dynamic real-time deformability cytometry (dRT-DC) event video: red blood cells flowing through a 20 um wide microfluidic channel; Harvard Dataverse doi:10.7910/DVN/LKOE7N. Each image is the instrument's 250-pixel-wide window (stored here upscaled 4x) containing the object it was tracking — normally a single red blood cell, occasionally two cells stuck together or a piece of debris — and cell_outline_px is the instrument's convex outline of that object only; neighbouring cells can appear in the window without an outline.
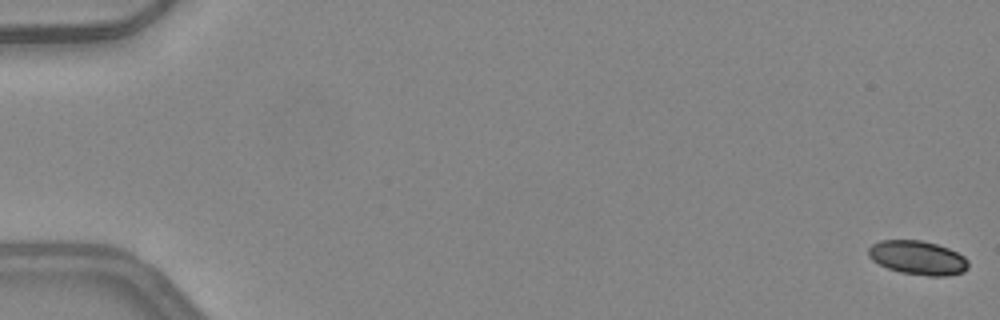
{"species": "common noctule bat (a hibernating species)", "species_latin": "Nyctalus noctula", "temperature_condition": "warm", "stored_images_in_passage": 51, "camera_frame_rate_fps": 3000, "um_per_image_px": 0.085, "animal": {"sex": "female", "body_mass_g": 24.6, "forearm_length_mm": 56.2}, "frame": {"image": 1, "passage_image": 1, "time_ms": 0.0, "image_size_px": [1000, 320], "cell_outline_px": [[968, 268], [964, 272], [948, 276], [928, 276], [900, 272], [888, 268], [872, 260], [868, 256], [868, 248], [872, 244], [880, 240], [920, 240], [936, 244], [948, 248], [964, 256], [968, 260]], "centroid_in_image_um": [78.01, 21.91], "position_along_channel_um": 7.0, "area_um2": 19.83}}
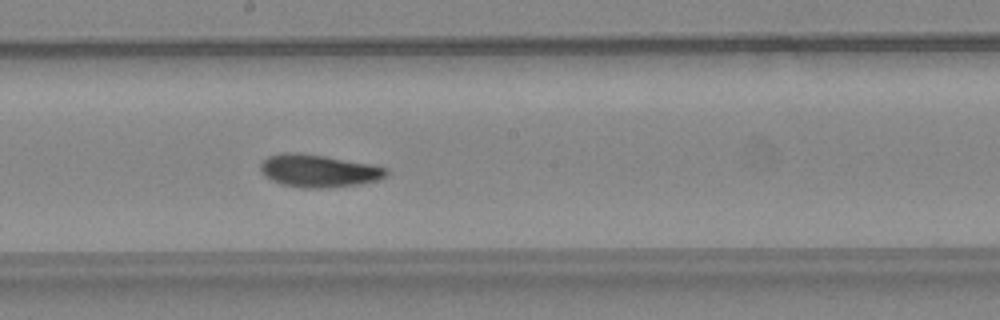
{"frame": {"image": 2, "passage_image": 29, "time_ms": 9.333, "image_size_px": [1000, 320], "cell_outline_px": [[388, 176], [380, 180], [360, 184], [328, 188], [304, 188], [280, 184], [264, 176], [260, 168], [260, 164], [268, 156], [284, 152], [300, 152], [372, 164], [388, 168]], "centroid_in_image_um": [27.11, 14.52], "position_along_channel_um": 221.1, "area_um2": 24.22}}
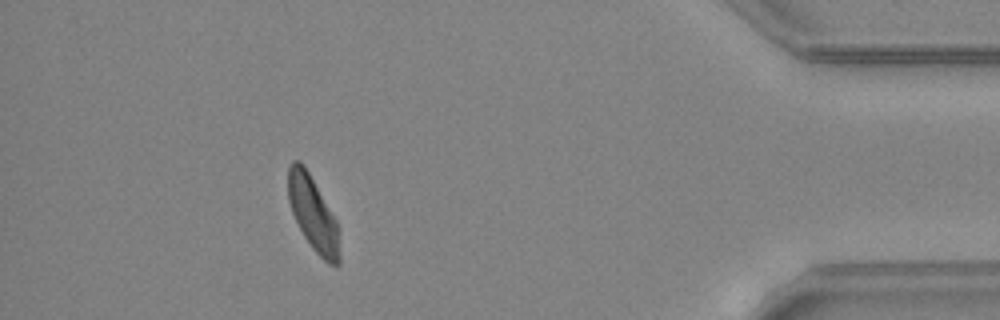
{"frame": {"image": 3, "passage_image": 46, "time_ms": 15.0, "image_size_px": [1000, 320], "cell_outline_px": [[340, 264], [328, 264], [312, 248], [304, 236], [292, 212], [288, 200], [288, 168], [292, 160], [300, 160], [304, 164], [336, 220], [340, 256]], "centroid_in_image_um": [26.59, 18.14], "position_along_channel_um": 408.6, "area_um2": 21.91}, "authors_computed_cell_mechanics": {"area_um2": 22.6576, "velocity_mm_per_s": 4.1869, "shape_relaxation_time_tau1_ms": 2.7887, "shape_relaxation_time_tau2_ms": 6.5372, "deformation_change_tau1": 0.1462, "deformation_change_tau2": 0.1608}}